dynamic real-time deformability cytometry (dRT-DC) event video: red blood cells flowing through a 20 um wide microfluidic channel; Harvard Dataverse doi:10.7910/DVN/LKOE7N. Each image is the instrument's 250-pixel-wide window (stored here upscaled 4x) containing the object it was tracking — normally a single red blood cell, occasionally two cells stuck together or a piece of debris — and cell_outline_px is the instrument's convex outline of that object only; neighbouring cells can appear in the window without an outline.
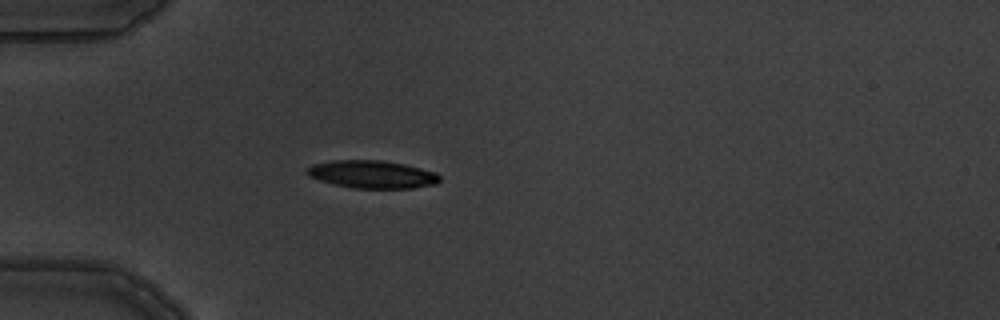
{"species": "common noctule bat (a hibernating species)", "species_latin": "Nyctalus noctula", "temperature_condition": "warm", "stored_images_in_passage": 2, "camera_frame_rate_fps": 3000, "um_per_image_px": 0.085, "animal": {"sex": "male", "body_mass_g": 19.5, "forearm_length_mm": 54.6}, "frame": {"image": 1, "passage_image": 2, "time_ms": 1.333, "image_size_px": [1000, 320], "cell_outline_px": [[440, 180], [436, 184], [412, 188], [356, 188], [336, 184], [320, 180], [308, 176], [304, 172], [312, 164], [332, 160], [380, 160], [404, 164], [436, 172], [440, 176]], "centroid_in_image_um": [31.63, 14.81], "position_along_channel_um": 53.4, "area_um2": 21.39}}